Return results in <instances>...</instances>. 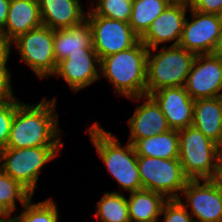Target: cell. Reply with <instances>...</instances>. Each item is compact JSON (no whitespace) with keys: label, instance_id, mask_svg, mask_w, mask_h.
Masks as SVG:
<instances>
[{"label":"cell","instance_id":"29","mask_svg":"<svg viewBox=\"0 0 222 222\" xmlns=\"http://www.w3.org/2000/svg\"><path fill=\"white\" fill-rule=\"evenodd\" d=\"M162 215L164 222H195L179 199H168L163 205Z\"/></svg>","mask_w":222,"mask_h":222},{"label":"cell","instance_id":"16","mask_svg":"<svg viewBox=\"0 0 222 222\" xmlns=\"http://www.w3.org/2000/svg\"><path fill=\"white\" fill-rule=\"evenodd\" d=\"M129 99L133 101H141L142 99L144 102L136 107L134 114L128 119L127 123L130 128L128 142L133 144L138 139L152 137L171 130L160 106L151 96L145 95Z\"/></svg>","mask_w":222,"mask_h":222},{"label":"cell","instance_id":"26","mask_svg":"<svg viewBox=\"0 0 222 222\" xmlns=\"http://www.w3.org/2000/svg\"><path fill=\"white\" fill-rule=\"evenodd\" d=\"M23 211L12 217L16 222H59L61 215L52 198L41 202H32V198L23 206Z\"/></svg>","mask_w":222,"mask_h":222},{"label":"cell","instance_id":"11","mask_svg":"<svg viewBox=\"0 0 222 222\" xmlns=\"http://www.w3.org/2000/svg\"><path fill=\"white\" fill-rule=\"evenodd\" d=\"M184 88L193 100L222 96V57L196 55Z\"/></svg>","mask_w":222,"mask_h":222},{"label":"cell","instance_id":"25","mask_svg":"<svg viewBox=\"0 0 222 222\" xmlns=\"http://www.w3.org/2000/svg\"><path fill=\"white\" fill-rule=\"evenodd\" d=\"M96 207L99 222H130L127 198L121 192H105Z\"/></svg>","mask_w":222,"mask_h":222},{"label":"cell","instance_id":"14","mask_svg":"<svg viewBox=\"0 0 222 222\" xmlns=\"http://www.w3.org/2000/svg\"><path fill=\"white\" fill-rule=\"evenodd\" d=\"M190 7L172 2L150 25L140 41L152 49L161 44L172 42L170 46L179 45L186 12Z\"/></svg>","mask_w":222,"mask_h":222},{"label":"cell","instance_id":"19","mask_svg":"<svg viewBox=\"0 0 222 222\" xmlns=\"http://www.w3.org/2000/svg\"><path fill=\"white\" fill-rule=\"evenodd\" d=\"M192 126L218 145L222 141V96L195 100Z\"/></svg>","mask_w":222,"mask_h":222},{"label":"cell","instance_id":"34","mask_svg":"<svg viewBox=\"0 0 222 222\" xmlns=\"http://www.w3.org/2000/svg\"><path fill=\"white\" fill-rule=\"evenodd\" d=\"M217 188V190L222 194V166L217 165L214 170L213 176L209 179Z\"/></svg>","mask_w":222,"mask_h":222},{"label":"cell","instance_id":"2","mask_svg":"<svg viewBox=\"0 0 222 222\" xmlns=\"http://www.w3.org/2000/svg\"><path fill=\"white\" fill-rule=\"evenodd\" d=\"M148 50L139 41L130 49L108 55L100 60V75L111 83L115 93L127 98L147 95Z\"/></svg>","mask_w":222,"mask_h":222},{"label":"cell","instance_id":"35","mask_svg":"<svg viewBox=\"0 0 222 222\" xmlns=\"http://www.w3.org/2000/svg\"><path fill=\"white\" fill-rule=\"evenodd\" d=\"M212 54L222 57V25Z\"/></svg>","mask_w":222,"mask_h":222},{"label":"cell","instance_id":"18","mask_svg":"<svg viewBox=\"0 0 222 222\" xmlns=\"http://www.w3.org/2000/svg\"><path fill=\"white\" fill-rule=\"evenodd\" d=\"M43 25L38 0H10L5 28L12 42L18 36Z\"/></svg>","mask_w":222,"mask_h":222},{"label":"cell","instance_id":"31","mask_svg":"<svg viewBox=\"0 0 222 222\" xmlns=\"http://www.w3.org/2000/svg\"><path fill=\"white\" fill-rule=\"evenodd\" d=\"M191 8L197 12L222 16V0H197Z\"/></svg>","mask_w":222,"mask_h":222},{"label":"cell","instance_id":"7","mask_svg":"<svg viewBox=\"0 0 222 222\" xmlns=\"http://www.w3.org/2000/svg\"><path fill=\"white\" fill-rule=\"evenodd\" d=\"M137 164L142 189L160 193L167 199H179L190 180L178 158L137 156Z\"/></svg>","mask_w":222,"mask_h":222},{"label":"cell","instance_id":"21","mask_svg":"<svg viewBox=\"0 0 222 222\" xmlns=\"http://www.w3.org/2000/svg\"><path fill=\"white\" fill-rule=\"evenodd\" d=\"M127 198L130 222H158L164 203V195L141 189L129 193Z\"/></svg>","mask_w":222,"mask_h":222},{"label":"cell","instance_id":"8","mask_svg":"<svg viewBox=\"0 0 222 222\" xmlns=\"http://www.w3.org/2000/svg\"><path fill=\"white\" fill-rule=\"evenodd\" d=\"M54 30L41 25L18 36L12 44L21 55L20 61L27 64L38 78H50L57 68L54 56Z\"/></svg>","mask_w":222,"mask_h":222},{"label":"cell","instance_id":"28","mask_svg":"<svg viewBox=\"0 0 222 222\" xmlns=\"http://www.w3.org/2000/svg\"><path fill=\"white\" fill-rule=\"evenodd\" d=\"M21 103L22 101L16 98L0 101V151L7 146L13 117Z\"/></svg>","mask_w":222,"mask_h":222},{"label":"cell","instance_id":"20","mask_svg":"<svg viewBox=\"0 0 222 222\" xmlns=\"http://www.w3.org/2000/svg\"><path fill=\"white\" fill-rule=\"evenodd\" d=\"M54 56L56 63L71 53L83 52V48H93L92 30L87 20L66 29L54 30Z\"/></svg>","mask_w":222,"mask_h":222},{"label":"cell","instance_id":"5","mask_svg":"<svg viewBox=\"0 0 222 222\" xmlns=\"http://www.w3.org/2000/svg\"><path fill=\"white\" fill-rule=\"evenodd\" d=\"M60 149L6 147L0 151V169L34 195L42 168L59 155Z\"/></svg>","mask_w":222,"mask_h":222},{"label":"cell","instance_id":"6","mask_svg":"<svg viewBox=\"0 0 222 222\" xmlns=\"http://www.w3.org/2000/svg\"><path fill=\"white\" fill-rule=\"evenodd\" d=\"M179 161L190 180L210 179L218 165V145L193 126L178 130Z\"/></svg>","mask_w":222,"mask_h":222},{"label":"cell","instance_id":"24","mask_svg":"<svg viewBox=\"0 0 222 222\" xmlns=\"http://www.w3.org/2000/svg\"><path fill=\"white\" fill-rule=\"evenodd\" d=\"M32 197L25 187L0 169V214L3 217L12 216L16 202L23 207Z\"/></svg>","mask_w":222,"mask_h":222},{"label":"cell","instance_id":"36","mask_svg":"<svg viewBox=\"0 0 222 222\" xmlns=\"http://www.w3.org/2000/svg\"><path fill=\"white\" fill-rule=\"evenodd\" d=\"M174 3H179L188 7H192L197 0H172Z\"/></svg>","mask_w":222,"mask_h":222},{"label":"cell","instance_id":"22","mask_svg":"<svg viewBox=\"0 0 222 222\" xmlns=\"http://www.w3.org/2000/svg\"><path fill=\"white\" fill-rule=\"evenodd\" d=\"M133 146L137 156L176 159L179 157L178 130L171 129L163 134L138 139Z\"/></svg>","mask_w":222,"mask_h":222},{"label":"cell","instance_id":"15","mask_svg":"<svg viewBox=\"0 0 222 222\" xmlns=\"http://www.w3.org/2000/svg\"><path fill=\"white\" fill-rule=\"evenodd\" d=\"M150 96L160 106L171 129L180 130L192 126L195 100L184 86L162 88Z\"/></svg>","mask_w":222,"mask_h":222},{"label":"cell","instance_id":"1","mask_svg":"<svg viewBox=\"0 0 222 222\" xmlns=\"http://www.w3.org/2000/svg\"><path fill=\"white\" fill-rule=\"evenodd\" d=\"M55 110V97H44L38 104L21 103L15 111L6 147H63Z\"/></svg>","mask_w":222,"mask_h":222},{"label":"cell","instance_id":"30","mask_svg":"<svg viewBox=\"0 0 222 222\" xmlns=\"http://www.w3.org/2000/svg\"><path fill=\"white\" fill-rule=\"evenodd\" d=\"M11 76L12 73H10L7 64H0V101L15 98Z\"/></svg>","mask_w":222,"mask_h":222},{"label":"cell","instance_id":"4","mask_svg":"<svg viewBox=\"0 0 222 222\" xmlns=\"http://www.w3.org/2000/svg\"><path fill=\"white\" fill-rule=\"evenodd\" d=\"M160 47L149 49L147 54L146 85L149 96L162 88L184 86L196 57L179 45Z\"/></svg>","mask_w":222,"mask_h":222},{"label":"cell","instance_id":"3","mask_svg":"<svg viewBox=\"0 0 222 222\" xmlns=\"http://www.w3.org/2000/svg\"><path fill=\"white\" fill-rule=\"evenodd\" d=\"M86 131L99 158L119 186L128 193L141 190L137 155L133 144L127 141V144L122 146L117 137L105 131L98 122H93Z\"/></svg>","mask_w":222,"mask_h":222},{"label":"cell","instance_id":"33","mask_svg":"<svg viewBox=\"0 0 222 222\" xmlns=\"http://www.w3.org/2000/svg\"><path fill=\"white\" fill-rule=\"evenodd\" d=\"M10 0H0V32L5 28Z\"/></svg>","mask_w":222,"mask_h":222},{"label":"cell","instance_id":"38","mask_svg":"<svg viewBox=\"0 0 222 222\" xmlns=\"http://www.w3.org/2000/svg\"><path fill=\"white\" fill-rule=\"evenodd\" d=\"M0 222H16L11 216L0 217Z\"/></svg>","mask_w":222,"mask_h":222},{"label":"cell","instance_id":"32","mask_svg":"<svg viewBox=\"0 0 222 222\" xmlns=\"http://www.w3.org/2000/svg\"><path fill=\"white\" fill-rule=\"evenodd\" d=\"M12 46V42L7 36L0 32V64H7Z\"/></svg>","mask_w":222,"mask_h":222},{"label":"cell","instance_id":"23","mask_svg":"<svg viewBox=\"0 0 222 222\" xmlns=\"http://www.w3.org/2000/svg\"><path fill=\"white\" fill-rule=\"evenodd\" d=\"M172 0H133L129 24L141 38Z\"/></svg>","mask_w":222,"mask_h":222},{"label":"cell","instance_id":"17","mask_svg":"<svg viewBox=\"0 0 222 222\" xmlns=\"http://www.w3.org/2000/svg\"><path fill=\"white\" fill-rule=\"evenodd\" d=\"M42 23L52 30L66 29L86 20L80 0H38Z\"/></svg>","mask_w":222,"mask_h":222},{"label":"cell","instance_id":"10","mask_svg":"<svg viewBox=\"0 0 222 222\" xmlns=\"http://www.w3.org/2000/svg\"><path fill=\"white\" fill-rule=\"evenodd\" d=\"M191 20L184 22L179 46L195 55L212 54L216 45L222 16L202 13L190 7Z\"/></svg>","mask_w":222,"mask_h":222},{"label":"cell","instance_id":"27","mask_svg":"<svg viewBox=\"0 0 222 222\" xmlns=\"http://www.w3.org/2000/svg\"><path fill=\"white\" fill-rule=\"evenodd\" d=\"M86 16H103L109 19L129 22L133 0H96ZM95 4V5H94Z\"/></svg>","mask_w":222,"mask_h":222},{"label":"cell","instance_id":"37","mask_svg":"<svg viewBox=\"0 0 222 222\" xmlns=\"http://www.w3.org/2000/svg\"><path fill=\"white\" fill-rule=\"evenodd\" d=\"M218 164L222 166V141L218 144Z\"/></svg>","mask_w":222,"mask_h":222},{"label":"cell","instance_id":"9","mask_svg":"<svg viewBox=\"0 0 222 222\" xmlns=\"http://www.w3.org/2000/svg\"><path fill=\"white\" fill-rule=\"evenodd\" d=\"M92 30V45L100 60L108 55L130 49L140 37L129 22L109 19L103 16H86Z\"/></svg>","mask_w":222,"mask_h":222},{"label":"cell","instance_id":"13","mask_svg":"<svg viewBox=\"0 0 222 222\" xmlns=\"http://www.w3.org/2000/svg\"><path fill=\"white\" fill-rule=\"evenodd\" d=\"M52 76L62 77L74 93L78 92L100 79V58L94 48H83V52L71 53L58 62Z\"/></svg>","mask_w":222,"mask_h":222},{"label":"cell","instance_id":"12","mask_svg":"<svg viewBox=\"0 0 222 222\" xmlns=\"http://www.w3.org/2000/svg\"><path fill=\"white\" fill-rule=\"evenodd\" d=\"M181 195L179 200L190 207L195 222H222V194L209 179L189 180Z\"/></svg>","mask_w":222,"mask_h":222}]
</instances>
